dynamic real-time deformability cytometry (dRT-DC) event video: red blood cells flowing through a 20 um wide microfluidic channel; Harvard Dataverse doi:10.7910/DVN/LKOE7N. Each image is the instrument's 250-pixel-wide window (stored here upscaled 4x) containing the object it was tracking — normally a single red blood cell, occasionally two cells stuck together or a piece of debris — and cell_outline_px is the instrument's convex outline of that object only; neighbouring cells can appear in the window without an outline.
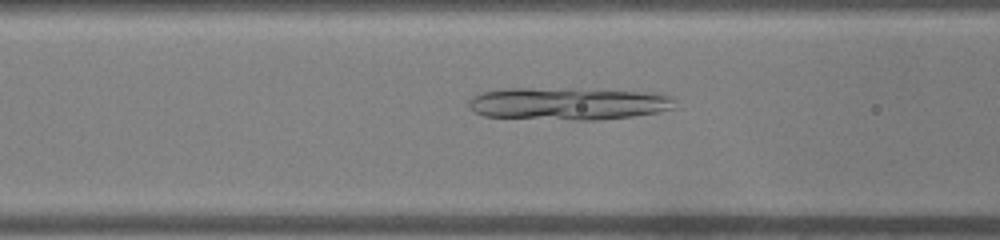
{"species": "common noctule bat (a hibernating species)", "species_latin": "Nyctalus noctula", "temperature_condition": "warm", "stored_images_in_passage": 40, "camera_frame_rate_fps": 3000, "um_per_image_px": 0.085, "animal": {"sex": "male", "body_mass_g": 19.0, "forearm_length_mm": 50.8}, "frame": {"image": 1, "passage_image": 12, "time_ms": 3.667, "image_size_px": [1000, 240], "cell_outline_px": [[676, 108], [660, 112], [632, 116], [596, 120], [572, 120], [484, 116], [468, 108], [468, 100], [472, 96], [480, 92], [504, 88], [528, 88], [660, 92], [676, 96]], "centroid_in_image_um": [48.36, 8.81], "position_along_channel_um": 118.2, "area_um2": 39.42}}
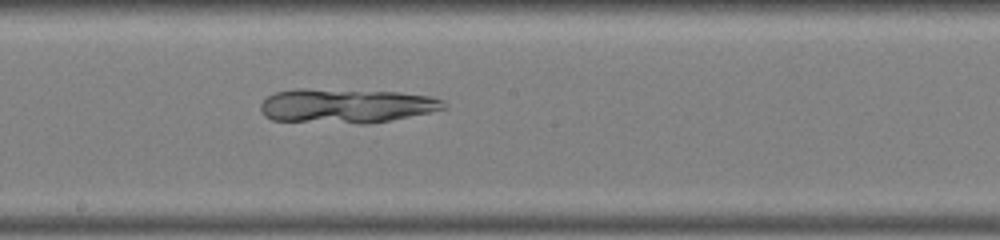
{"frame": {"image": 2, "passage_image": 19, "time_ms": 6.0, "image_size_px": [1000, 240], "cell_outline_px": [[448, 108], [392, 120], [368, 124], [360, 124], [272, 120], [264, 116], [260, 112], [260, 104], [268, 96], [276, 92], [296, 88], [304, 88], [400, 92], [432, 96], [444, 100], [448, 104]], "centroid_in_image_um": [29.44, 8.99], "position_along_channel_um": 218.8, "area_um2": 37.22}}
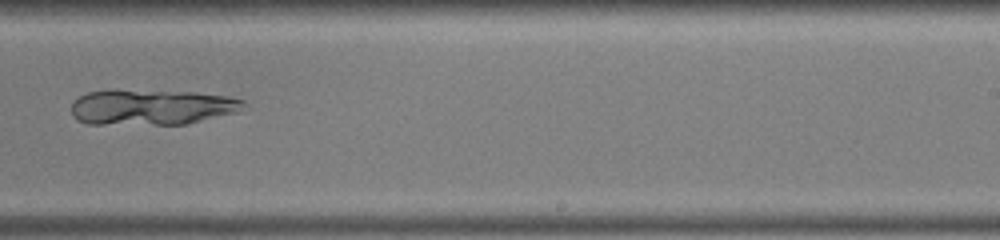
{"frame": {"image": 3, "passage_image": 23, "time_ms": 7.333, "image_size_px": [1000, 240], "cell_outline_px": [[244, 104], [236, 112], [184, 124], [88, 124], [76, 120], [72, 116], [72, 100], [88, 92], [108, 88], [116, 88], [196, 92], [228, 96], [244, 100]], "centroid_in_image_um": [12.79, 9.07], "position_along_channel_um": 276.2, "area_um2": 36.3}}